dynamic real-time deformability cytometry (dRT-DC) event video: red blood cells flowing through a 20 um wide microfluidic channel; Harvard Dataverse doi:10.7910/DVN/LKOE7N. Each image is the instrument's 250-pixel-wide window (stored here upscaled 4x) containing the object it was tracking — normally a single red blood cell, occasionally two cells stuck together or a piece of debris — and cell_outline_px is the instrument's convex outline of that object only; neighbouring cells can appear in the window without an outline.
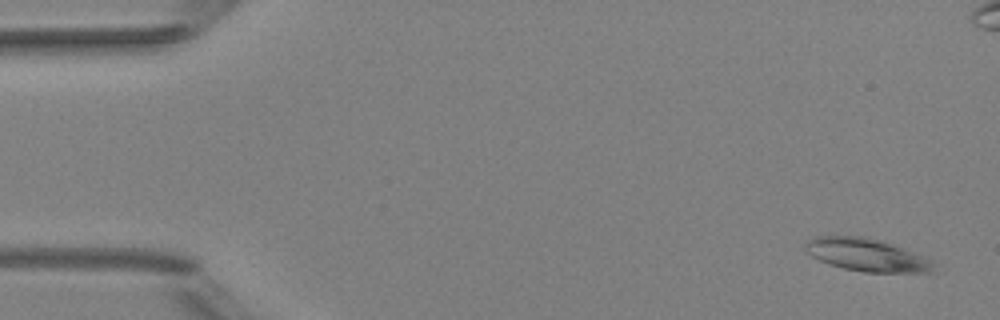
{"species": "Egyptian fruit bat (a non-hibernating species)", "species_latin": "Rousettus aegyptiacus", "temperature_condition": "room temperature", "stored_images_in_passage": 5, "camera_frame_rate_fps": 3000, "um_per_image_px": 0.085, "animal": {"sex": "female"}, "frame": {"image": 1, "passage_image": 1, "time_ms": 0.0, "image_size_px": [1000, 320], "cell_outline_px": [[940, 264], [936, 272], [864, 272], [844, 268], [828, 264], [804, 252], [804, 244], [808, 240], [816, 236], [864, 236], [884, 240], [932, 260]], "centroid_in_image_um": [73.72, 21.66], "position_along_channel_um": 11.3, "area_um2": 24.91}}